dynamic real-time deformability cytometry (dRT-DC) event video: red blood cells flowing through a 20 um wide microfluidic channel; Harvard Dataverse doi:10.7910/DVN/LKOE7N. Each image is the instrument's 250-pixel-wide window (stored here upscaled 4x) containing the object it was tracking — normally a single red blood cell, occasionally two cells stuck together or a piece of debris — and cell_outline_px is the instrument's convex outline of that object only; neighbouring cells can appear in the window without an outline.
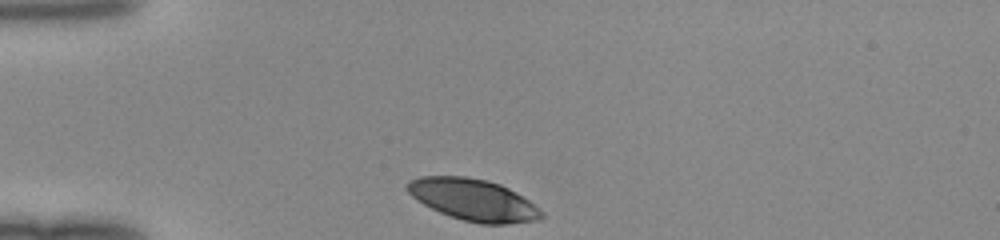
{"species": "human", "species_latin": "Homo sapiens", "temperature_condition": "room temperature", "stored_images_in_passage": 29, "camera_frame_rate_fps": 3000, "um_per_image_px": 0.085, "donor": {"sex": "female"}, "frame": {"image": 1, "passage_image": 1, "time_ms": 0.0, "image_size_px": [1000, 240], "cell_outline_px": [[544, 216], [540, 220], [508, 224], [480, 224], [464, 220], [440, 212], [416, 200], [404, 188], [404, 184], [408, 180], [420, 176], [464, 176], [488, 180], [500, 184], [516, 192], [540, 208], [544, 212]], "centroid_in_image_um": [40.23, 16.98], "position_along_channel_um": 44.8, "area_um2": 32.83}}
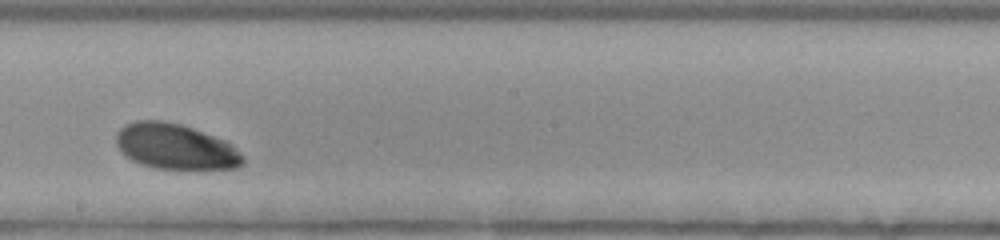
{"frame": {"image": 2, "passage_image": 17, "time_ms": 5.333, "image_size_px": [1000, 240], "cell_outline_px": [[244, 164], [236, 168], [156, 168], [140, 164], [132, 160], [116, 144], [116, 132], [124, 124], [136, 120], [164, 120], [180, 124], [192, 128], [224, 140], [232, 144], [244, 156]], "centroid_in_image_um": [14.91, 12.44], "position_along_channel_um": 233.3, "area_um2": 33.35}}
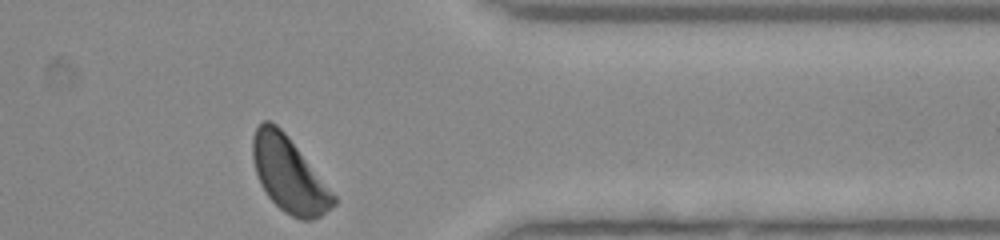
{"frame": {"image": 3, "passage_image": 29, "time_ms": 9.333, "image_size_px": [1000, 240], "cell_outline_px": [[336, 204], [332, 208], [320, 216], [312, 220], [300, 220], [284, 212], [268, 196], [260, 184], [256, 172], [252, 156], [252, 136], [256, 128], [264, 120], [268, 120], [276, 124], [288, 136], [336, 196]], "centroid_in_image_um": [24.56, 14.85], "position_along_channel_um": 386.8, "area_um2": 35.08}}